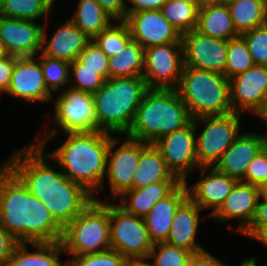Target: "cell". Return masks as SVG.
<instances>
[{
    "instance_id": "cell-50",
    "label": "cell",
    "mask_w": 267,
    "mask_h": 266,
    "mask_svg": "<svg viewBox=\"0 0 267 266\" xmlns=\"http://www.w3.org/2000/svg\"><path fill=\"white\" fill-rule=\"evenodd\" d=\"M147 261L148 259L127 260L125 266H152Z\"/></svg>"
},
{
    "instance_id": "cell-45",
    "label": "cell",
    "mask_w": 267,
    "mask_h": 266,
    "mask_svg": "<svg viewBox=\"0 0 267 266\" xmlns=\"http://www.w3.org/2000/svg\"><path fill=\"white\" fill-rule=\"evenodd\" d=\"M19 242L0 225V266H6Z\"/></svg>"
},
{
    "instance_id": "cell-1",
    "label": "cell",
    "mask_w": 267,
    "mask_h": 266,
    "mask_svg": "<svg viewBox=\"0 0 267 266\" xmlns=\"http://www.w3.org/2000/svg\"><path fill=\"white\" fill-rule=\"evenodd\" d=\"M36 142L14 151L3 164L50 211L64 228L94 199L82 186L66 177ZM45 154V155H44ZM49 160V161H48ZM51 160V161H50Z\"/></svg>"
},
{
    "instance_id": "cell-13",
    "label": "cell",
    "mask_w": 267,
    "mask_h": 266,
    "mask_svg": "<svg viewBox=\"0 0 267 266\" xmlns=\"http://www.w3.org/2000/svg\"><path fill=\"white\" fill-rule=\"evenodd\" d=\"M125 141L111 136L105 176L114 199L120 197L125 191L133 189V176L138 166L141 153V141L132 139L127 135ZM114 149V150H113Z\"/></svg>"
},
{
    "instance_id": "cell-56",
    "label": "cell",
    "mask_w": 267,
    "mask_h": 266,
    "mask_svg": "<svg viewBox=\"0 0 267 266\" xmlns=\"http://www.w3.org/2000/svg\"><path fill=\"white\" fill-rule=\"evenodd\" d=\"M176 1H185L190 3H203L201 0H176Z\"/></svg>"
},
{
    "instance_id": "cell-57",
    "label": "cell",
    "mask_w": 267,
    "mask_h": 266,
    "mask_svg": "<svg viewBox=\"0 0 267 266\" xmlns=\"http://www.w3.org/2000/svg\"><path fill=\"white\" fill-rule=\"evenodd\" d=\"M202 2H211L212 0H201Z\"/></svg>"
},
{
    "instance_id": "cell-20",
    "label": "cell",
    "mask_w": 267,
    "mask_h": 266,
    "mask_svg": "<svg viewBox=\"0 0 267 266\" xmlns=\"http://www.w3.org/2000/svg\"><path fill=\"white\" fill-rule=\"evenodd\" d=\"M200 180L188 186V197L202 210L210 209L209 216L213 215L230 194L232 188L238 182L235 178L218 172L213 167H200ZM209 171V172H208Z\"/></svg>"
},
{
    "instance_id": "cell-12",
    "label": "cell",
    "mask_w": 267,
    "mask_h": 266,
    "mask_svg": "<svg viewBox=\"0 0 267 266\" xmlns=\"http://www.w3.org/2000/svg\"><path fill=\"white\" fill-rule=\"evenodd\" d=\"M198 125L192 120L187 126L158 139L155 147L161 153L168 169L181 182L187 180L188 175L196 168V133Z\"/></svg>"
},
{
    "instance_id": "cell-27",
    "label": "cell",
    "mask_w": 267,
    "mask_h": 266,
    "mask_svg": "<svg viewBox=\"0 0 267 266\" xmlns=\"http://www.w3.org/2000/svg\"><path fill=\"white\" fill-rule=\"evenodd\" d=\"M160 181L180 180L168 169L165 160L155 145L141 141L140 159L133 176V189Z\"/></svg>"
},
{
    "instance_id": "cell-36",
    "label": "cell",
    "mask_w": 267,
    "mask_h": 266,
    "mask_svg": "<svg viewBox=\"0 0 267 266\" xmlns=\"http://www.w3.org/2000/svg\"><path fill=\"white\" fill-rule=\"evenodd\" d=\"M69 77V83H72L69 85L70 88L91 94L97 92L106 80L101 74L88 68L79 58L70 63Z\"/></svg>"
},
{
    "instance_id": "cell-17",
    "label": "cell",
    "mask_w": 267,
    "mask_h": 266,
    "mask_svg": "<svg viewBox=\"0 0 267 266\" xmlns=\"http://www.w3.org/2000/svg\"><path fill=\"white\" fill-rule=\"evenodd\" d=\"M5 93L28 102H50L52 94L45 83L37 56L17 57L8 89Z\"/></svg>"
},
{
    "instance_id": "cell-40",
    "label": "cell",
    "mask_w": 267,
    "mask_h": 266,
    "mask_svg": "<svg viewBox=\"0 0 267 266\" xmlns=\"http://www.w3.org/2000/svg\"><path fill=\"white\" fill-rule=\"evenodd\" d=\"M255 65L267 66V24L241 35Z\"/></svg>"
},
{
    "instance_id": "cell-28",
    "label": "cell",
    "mask_w": 267,
    "mask_h": 266,
    "mask_svg": "<svg viewBox=\"0 0 267 266\" xmlns=\"http://www.w3.org/2000/svg\"><path fill=\"white\" fill-rule=\"evenodd\" d=\"M28 245L36 251H29ZM62 253L65 252L61 241L18 243L6 266H67V262L59 260Z\"/></svg>"
},
{
    "instance_id": "cell-32",
    "label": "cell",
    "mask_w": 267,
    "mask_h": 266,
    "mask_svg": "<svg viewBox=\"0 0 267 266\" xmlns=\"http://www.w3.org/2000/svg\"><path fill=\"white\" fill-rule=\"evenodd\" d=\"M53 7L51 0H0V16L37 22Z\"/></svg>"
},
{
    "instance_id": "cell-31",
    "label": "cell",
    "mask_w": 267,
    "mask_h": 266,
    "mask_svg": "<svg viewBox=\"0 0 267 266\" xmlns=\"http://www.w3.org/2000/svg\"><path fill=\"white\" fill-rule=\"evenodd\" d=\"M228 8L239 35L267 24L266 0H238Z\"/></svg>"
},
{
    "instance_id": "cell-34",
    "label": "cell",
    "mask_w": 267,
    "mask_h": 266,
    "mask_svg": "<svg viewBox=\"0 0 267 266\" xmlns=\"http://www.w3.org/2000/svg\"><path fill=\"white\" fill-rule=\"evenodd\" d=\"M131 39L127 24L124 21H115V24L113 22L108 28L102 30L93 41L108 58H111L119 54Z\"/></svg>"
},
{
    "instance_id": "cell-6",
    "label": "cell",
    "mask_w": 267,
    "mask_h": 266,
    "mask_svg": "<svg viewBox=\"0 0 267 266\" xmlns=\"http://www.w3.org/2000/svg\"><path fill=\"white\" fill-rule=\"evenodd\" d=\"M176 91L192 119L232 112L230 80L222 74L184 66Z\"/></svg>"
},
{
    "instance_id": "cell-26",
    "label": "cell",
    "mask_w": 267,
    "mask_h": 266,
    "mask_svg": "<svg viewBox=\"0 0 267 266\" xmlns=\"http://www.w3.org/2000/svg\"><path fill=\"white\" fill-rule=\"evenodd\" d=\"M195 30L203 35L230 40L239 36L234 28L228 6L203 2L198 10Z\"/></svg>"
},
{
    "instance_id": "cell-42",
    "label": "cell",
    "mask_w": 267,
    "mask_h": 266,
    "mask_svg": "<svg viewBox=\"0 0 267 266\" xmlns=\"http://www.w3.org/2000/svg\"><path fill=\"white\" fill-rule=\"evenodd\" d=\"M267 179V146L248 164L244 183L261 186Z\"/></svg>"
},
{
    "instance_id": "cell-5",
    "label": "cell",
    "mask_w": 267,
    "mask_h": 266,
    "mask_svg": "<svg viewBox=\"0 0 267 266\" xmlns=\"http://www.w3.org/2000/svg\"><path fill=\"white\" fill-rule=\"evenodd\" d=\"M147 90L142 77L106 79L92 94L98 131L125 135Z\"/></svg>"
},
{
    "instance_id": "cell-48",
    "label": "cell",
    "mask_w": 267,
    "mask_h": 266,
    "mask_svg": "<svg viewBox=\"0 0 267 266\" xmlns=\"http://www.w3.org/2000/svg\"><path fill=\"white\" fill-rule=\"evenodd\" d=\"M132 4L126 6V15L129 13L139 12L143 10H160L167 0H127Z\"/></svg>"
},
{
    "instance_id": "cell-14",
    "label": "cell",
    "mask_w": 267,
    "mask_h": 266,
    "mask_svg": "<svg viewBox=\"0 0 267 266\" xmlns=\"http://www.w3.org/2000/svg\"><path fill=\"white\" fill-rule=\"evenodd\" d=\"M229 80L232 112L259 116L267 104V66L254 65Z\"/></svg>"
},
{
    "instance_id": "cell-30",
    "label": "cell",
    "mask_w": 267,
    "mask_h": 266,
    "mask_svg": "<svg viewBox=\"0 0 267 266\" xmlns=\"http://www.w3.org/2000/svg\"><path fill=\"white\" fill-rule=\"evenodd\" d=\"M144 48L131 39L119 54L108 60V78L142 77Z\"/></svg>"
},
{
    "instance_id": "cell-23",
    "label": "cell",
    "mask_w": 267,
    "mask_h": 266,
    "mask_svg": "<svg viewBox=\"0 0 267 266\" xmlns=\"http://www.w3.org/2000/svg\"><path fill=\"white\" fill-rule=\"evenodd\" d=\"M201 211L202 209L188 197L178 207L165 243L193 254L204 251V247L196 242Z\"/></svg>"
},
{
    "instance_id": "cell-21",
    "label": "cell",
    "mask_w": 267,
    "mask_h": 266,
    "mask_svg": "<svg viewBox=\"0 0 267 266\" xmlns=\"http://www.w3.org/2000/svg\"><path fill=\"white\" fill-rule=\"evenodd\" d=\"M260 195L259 186L238 181L220 208L210 217L221 223L234 218L240 221L236 230L242 233L254 217Z\"/></svg>"
},
{
    "instance_id": "cell-44",
    "label": "cell",
    "mask_w": 267,
    "mask_h": 266,
    "mask_svg": "<svg viewBox=\"0 0 267 266\" xmlns=\"http://www.w3.org/2000/svg\"><path fill=\"white\" fill-rule=\"evenodd\" d=\"M115 21L126 18V0H95Z\"/></svg>"
},
{
    "instance_id": "cell-10",
    "label": "cell",
    "mask_w": 267,
    "mask_h": 266,
    "mask_svg": "<svg viewBox=\"0 0 267 266\" xmlns=\"http://www.w3.org/2000/svg\"><path fill=\"white\" fill-rule=\"evenodd\" d=\"M110 245L127 260L147 259L153 247L144 218L109 202Z\"/></svg>"
},
{
    "instance_id": "cell-39",
    "label": "cell",
    "mask_w": 267,
    "mask_h": 266,
    "mask_svg": "<svg viewBox=\"0 0 267 266\" xmlns=\"http://www.w3.org/2000/svg\"><path fill=\"white\" fill-rule=\"evenodd\" d=\"M67 266H125L127 259L110 248L105 251L83 255H68Z\"/></svg>"
},
{
    "instance_id": "cell-3",
    "label": "cell",
    "mask_w": 267,
    "mask_h": 266,
    "mask_svg": "<svg viewBox=\"0 0 267 266\" xmlns=\"http://www.w3.org/2000/svg\"><path fill=\"white\" fill-rule=\"evenodd\" d=\"M66 140L48 155L61 172L82 186L94 199L104 188L107 155L112 133L67 132Z\"/></svg>"
},
{
    "instance_id": "cell-24",
    "label": "cell",
    "mask_w": 267,
    "mask_h": 266,
    "mask_svg": "<svg viewBox=\"0 0 267 266\" xmlns=\"http://www.w3.org/2000/svg\"><path fill=\"white\" fill-rule=\"evenodd\" d=\"M187 198L186 183L182 182L170 195L158 201L144 217L153 244L166 242L175 213Z\"/></svg>"
},
{
    "instance_id": "cell-9",
    "label": "cell",
    "mask_w": 267,
    "mask_h": 266,
    "mask_svg": "<svg viewBox=\"0 0 267 266\" xmlns=\"http://www.w3.org/2000/svg\"><path fill=\"white\" fill-rule=\"evenodd\" d=\"M240 116L242 114L231 112L192 119L195 125H204L201 134L196 135V160L199 167H213L234 143L242 132Z\"/></svg>"
},
{
    "instance_id": "cell-54",
    "label": "cell",
    "mask_w": 267,
    "mask_h": 266,
    "mask_svg": "<svg viewBox=\"0 0 267 266\" xmlns=\"http://www.w3.org/2000/svg\"><path fill=\"white\" fill-rule=\"evenodd\" d=\"M261 195L267 197V179L264 181V183L259 187Z\"/></svg>"
},
{
    "instance_id": "cell-15",
    "label": "cell",
    "mask_w": 267,
    "mask_h": 266,
    "mask_svg": "<svg viewBox=\"0 0 267 266\" xmlns=\"http://www.w3.org/2000/svg\"><path fill=\"white\" fill-rule=\"evenodd\" d=\"M181 43L184 66L224 75L228 41L191 30L181 35Z\"/></svg>"
},
{
    "instance_id": "cell-2",
    "label": "cell",
    "mask_w": 267,
    "mask_h": 266,
    "mask_svg": "<svg viewBox=\"0 0 267 266\" xmlns=\"http://www.w3.org/2000/svg\"><path fill=\"white\" fill-rule=\"evenodd\" d=\"M0 225L19 243L61 241L63 227L2 163Z\"/></svg>"
},
{
    "instance_id": "cell-25",
    "label": "cell",
    "mask_w": 267,
    "mask_h": 266,
    "mask_svg": "<svg viewBox=\"0 0 267 266\" xmlns=\"http://www.w3.org/2000/svg\"><path fill=\"white\" fill-rule=\"evenodd\" d=\"M181 183V181H160L125 191L119 197L122 199L117 205L126 213L144 218L158 201L170 195Z\"/></svg>"
},
{
    "instance_id": "cell-38",
    "label": "cell",
    "mask_w": 267,
    "mask_h": 266,
    "mask_svg": "<svg viewBox=\"0 0 267 266\" xmlns=\"http://www.w3.org/2000/svg\"><path fill=\"white\" fill-rule=\"evenodd\" d=\"M192 255L188 250L164 242L154 244L147 259H152V266H188Z\"/></svg>"
},
{
    "instance_id": "cell-51",
    "label": "cell",
    "mask_w": 267,
    "mask_h": 266,
    "mask_svg": "<svg viewBox=\"0 0 267 266\" xmlns=\"http://www.w3.org/2000/svg\"><path fill=\"white\" fill-rule=\"evenodd\" d=\"M240 266H258L257 265V261L256 258H254V256L245 259Z\"/></svg>"
},
{
    "instance_id": "cell-18",
    "label": "cell",
    "mask_w": 267,
    "mask_h": 266,
    "mask_svg": "<svg viewBox=\"0 0 267 266\" xmlns=\"http://www.w3.org/2000/svg\"><path fill=\"white\" fill-rule=\"evenodd\" d=\"M43 26L32 20L0 16V39L8 55L38 56L41 51Z\"/></svg>"
},
{
    "instance_id": "cell-8",
    "label": "cell",
    "mask_w": 267,
    "mask_h": 266,
    "mask_svg": "<svg viewBox=\"0 0 267 266\" xmlns=\"http://www.w3.org/2000/svg\"><path fill=\"white\" fill-rule=\"evenodd\" d=\"M64 89L61 90L63 92H59L54 101L53 122L57 124L56 128L51 132L50 130L45 132L44 136L40 133L34 139L36 140L34 142L42 148H45L47 142L57 136L60 131L67 133L98 130L93 95L70 87Z\"/></svg>"
},
{
    "instance_id": "cell-55",
    "label": "cell",
    "mask_w": 267,
    "mask_h": 266,
    "mask_svg": "<svg viewBox=\"0 0 267 266\" xmlns=\"http://www.w3.org/2000/svg\"><path fill=\"white\" fill-rule=\"evenodd\" d=\"M258 117H260L261 119H263L267 123V104H266L263 112ZM265 133H266L265 135L267 136V131Z\"/></svg>"
},
{
    "instance_id": "cell-49",
    "label": "cell",
    "mask_w": 267,
    "mask_h": 266,
    "mask_svg": "<svg viewBox=\"0 0 267 266\" xmlns=\"http://www.w3.org/2000/svg\"><path fill=\"white\" fill-rule=\"evenodd\" d=\"M255 239L267 247V225H262L251 237L250 239Z\"/></svg>"
},
{
    "instance_id": "cell-16",
    "label": "cell",
    "mask_w": 267,
    "mask_h": 266,
    "mask_svg": "<svg viewBox=\"0 0 267 266\" xmlns=\"http://www.w3.org/2000/svg\"><path fill=\"white\" fill-rule=\"evenodd\" d=\"M124 22L130 30L132 39L144 49L154 45L181 42V34L163 16L161 10L129 13Z\"/></svg>"
},
{
    "instance_id": "cell-4",
    "label": "cell",
    "mask_w": 267,
    "mask_h": 266,
    "mask_svg": "<svg viewBox=\"0 0 267 266\" xmlns=\"http://www.w3.org/2000/svg\"><path fill=\"white\" fill-rule=\"evenodd\" d=\"M192 121L176 89H148L138 106L128 137L153 144Z\"/></svg>"
},
{
    "instance_id": "cell-35",
    "label": "cell",
    "mask_w": 267,
    "mask_h": 266,
    "mask_svg": "<svg viewBox=\"0 0 267 266\" xmlns=\"http://www.w3.org/2000/svg\"><path fill=\"white\" fill-rule=\"evenodd\" d=\"M254 65L245 39L241 35L228 40L227 63L224 71V76L227 79L245 72Z\"/></svg>"
},
{
    "instance_id": "cell-46",
    "label": "cell",
    "mask_w": 267,
    "mask_h": 266,
    "mask_svg": "<svg viewBox=\"0 0 267 266\" xmlns=\"http://www.w3.org/2000/svg\"><path fill=\"white\" fill-rule=\"evenodd\" d=\"M16 60L17 57L12 55L0 59V93L2 95L8 89Z\"/></svg>"
},
{
    "instance_id": "cell-41",
    "label": "cell",
    "mask_w": 267,
    "mask_h": 266,
    "mask_svg": "<svg viewBox=\"0 0 267 266\" xmlns=\"http://www.w3.org/2000/svg\"><path fill=\"white\" fill-rule=\"evenodd\" d=\"M79 59L86 64L88 68L101 74L108 79V60L107 55L91 40L79 55Z\"/></svg>"
},
{
    "instance_id": "cell-33",
    "label": "cell",
    "mask_w": 267,
    "mask_h": 266,
    "mask_svg": "<svg viewBox=\"0 0 267 266\" xmlns=\"http://www.w3.org/2000/svg\"><path fill=\"white\" fill-rule=\"evenodd\" d=\"M202 3L167 0L161 7L163 16L179 31L183 33L195 30L198 10Z\"/></svg>"
},
{
    "instance_id": "cell-37",
    "label": "cell",
    "mask_w": 267,
    "mask_h": 266,
    "mask_svg": "<svg viewBox=\"0 0 267 266\" xmlns=\"http://www.w3.org/2000/svg\"><path fill=\"white\" fill-rule=\"evenodd\" d=\"M37 58L40 61L46 86L51 93L60 91L64 86L69 87L70 63L49 58L40 53Z\"/></svg>"
},
{
    "instance_id": "cell-19",
    "label": "cell",
    "mask_w": 267,
    "mask_h": 266,
    "mask_svg": "<svg viewBox=\"0 0 267 266\" xmlns=\"http://www.w3.org/2000/svg\"><path fill=\"white\" fill-rule=\"evenodd\" d=\"M267 146V136L252 132H241L234 143L214 164L218 172L241 181L248 164Z\"/></svg>"
},
{
    "instance_id": "cell-43",
    "label": "cell",
    "mask_w": 267,
    "mask_h": 266,
    "mask_svg": "<svg viewBox=\"0 0 267 266\" xmlns=\"http://www.w3.org/2000/svg\"><path fill=\"white\" fill-rule=\"evenodd\" d=\"M262 225H267V197L260 195L254 217L241 234L251 237Z\"/></svg>"
},
{
    "instance_id": "cell-11",
    "label": "cell",
    "mask_w": 267,
    "mask_h": 266,
    "mask_svg": "<svg viewBox=\"0 0 267 266\" xmlns=\"http://www.w3.org/2000/svg\"><path fill=\"white\" fill-rule=\"evenodd\" d=\"M183 67L181 42L154 45L144 49L142 78L148 89H176Z\"/></svg>"
},
{
    "instance_id": "cell-7",
    "label": "cell",
    "mask_w": 267,
    "mask_h": 266,
    "mask_svg": "<svg viewBox=\"0 0 267 266\" xmlns=\"http://www.w3.org/2000/svg\"><path fill=\"white\" fill-rule=\"evenodd\" d=\"M61 243L65 255L92 254L110 249L109 202L93 199L63 228Z\"/></svg>"
},
{
    "instance_id": "cell-47",
    "label": "cell",
    "mask_w": 267,
    "mask_h": 266,
    "mask_svg": "<svg viewBox=\"0 0 267 266\" xmlns=\"http://www.w3.org/2000/svg\"><path fill=\"white\" fill-rule=\"evenodd\" d=\"M188 266H227L207 250L195 253L190 257Z\"/></svg>"
},
{
    "instance_id": "cell-22",
    "label": "cell",
    "mask_w": 267,
    "mask_h": 266,
    "mask_svg": "<svg viewBox=\"0 0 267 266\" xmlns=\"http://www.w3.org/2000/svg\"><path fill=\"white\" fill-rule=\"evenodd\" d=\"M91 41L70 19L56 28L48 39L43 26L41 40V54L58 60L72 63L86 45Z\"/></svg>"
},
{
    "instance_id": "cell-29",
    "label": "cell",
    "mask_w": 267,
    "mask_h": 266,
    "mask_svg": "<svg viewBox=\"0 0 267 266\" xmlns=\"http://www.w3.org/2000/svg\"><path fill=\"white\" fill-rule=\"evenodd\" d=\"M70 20L91 40L115 22L95 0H79Z\"/></svg>"
},
{
    "instance_id": "cell-52",
    "label": "cell",
    "mask_w": 267,
    "mask_h": 266,
    "mask_svg": "<svg viewBox=\"0 0 267 266\" xmlns=\"http://www.w3.org/2000/svg\"><path fill=\"white\" fill-rule=\"evenodd\" d=\"M236 1L238 0H212L211 2L218 4V5L229 6L235 3Z\"/></svg>"
},
{
    "instance_id": "cell-53",
    "label": "cell",
    "mask_w": 267,
    "mask_h": 266,
    "mask_svg": "<svg viewBox=\"0 0 267 266\" xmlns=\"http://www.w3.org/2000/svg\"><path fill=\"white\" fill-rule=\"evenodd\" d=\"M6 56H8V53L4 47L2 40L0 39V59L5 58Z\"/></svg>"
}]
</instances>
